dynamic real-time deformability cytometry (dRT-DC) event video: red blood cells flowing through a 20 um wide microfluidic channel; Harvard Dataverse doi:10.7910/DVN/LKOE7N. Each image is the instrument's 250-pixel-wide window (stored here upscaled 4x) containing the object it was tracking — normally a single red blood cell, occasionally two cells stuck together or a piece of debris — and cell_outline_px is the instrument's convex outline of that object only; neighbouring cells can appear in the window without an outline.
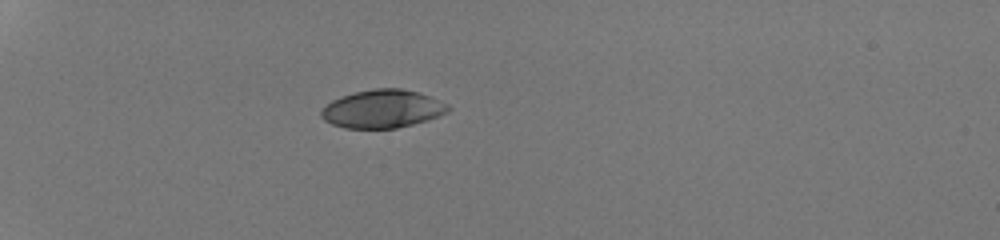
{"species": "human", "species_latin": "Homo sapiens", "temperature_condition": "room temperature", "stored_images_in_passage": 34, "camera_frame_rate_fps": 3000, "um_per_image_px": 0.085, "donor": {"sex": "male"}, "frame": {"image": 1, "passage_image": 1, "time_ms": 0.0, "image_size_px": [1000, 240], "cell_outline_px": [[452, 108], [448, 112], [440, 116], [428, 120], [396, 128], [344, 128], [332, 124], [324, 120], [320, 116], [320, 112], [332, 100], [340, 96], [352, 92], [376, 88], [400, 88], [416, 92], [428, 96], [448, 104]], "centroid_in_image_um": [32.51, 9.25], "position_along_channel_um": 52.5, "area_um2": 28.21}}
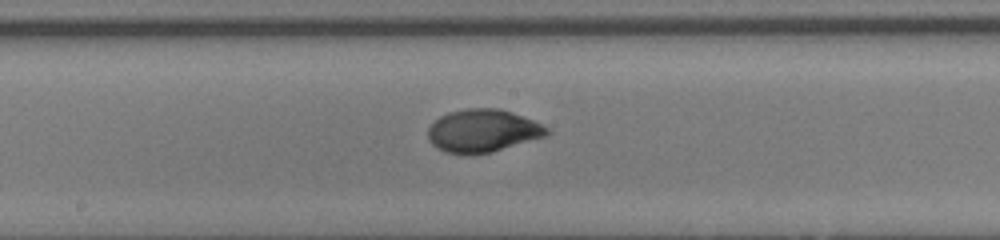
{"frame": {"image": 2, "passage_image": 15, "time_ms": 4.667, "image_size_px": [1000, 240], "cell_outline_px": [[552, 132], [548, 136], [492, 152], [444, 152], [436, 148], [428, 140], [428, 128], [440, 116], [448, 112], [468, 108], [500, 108], [512, 112], [532, 120], [548, 128]], "centroid_in_image_um": [41.06, 11.09], "position_along_channel_um": 207.1, "area_um2": 29.42}}
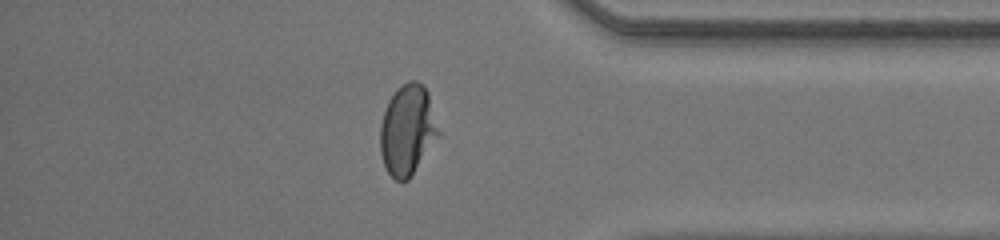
{"frame": {"image": 3, "passage_image": 29, "time_ms": 9.333, "image_size_px": [1000, 240], "cell_outline_px": [[440, 132], [408, 180], [396, 180], [388, 172], [384, 164], [380, 152], [380, 124], [388, 100], [396, 88], [408, 80], [416, 80], [424, 84], [428, 92]], "centroid_in_image_um": [34.62, 10.99], "position_along_channel_um": 400.6, "area_um2": 30.46}, "authors_computed_cell_mechanics": {"area_um2": 29.4202, "velocity_mm_per_s": 4.3545, "shape_relaxation_time_tau1_ms": 4.0621, "shape_relaxation_time_tau2_ms": null, "deformation_change_tau1": 0.2095, "deformation_change_tau2": null}}